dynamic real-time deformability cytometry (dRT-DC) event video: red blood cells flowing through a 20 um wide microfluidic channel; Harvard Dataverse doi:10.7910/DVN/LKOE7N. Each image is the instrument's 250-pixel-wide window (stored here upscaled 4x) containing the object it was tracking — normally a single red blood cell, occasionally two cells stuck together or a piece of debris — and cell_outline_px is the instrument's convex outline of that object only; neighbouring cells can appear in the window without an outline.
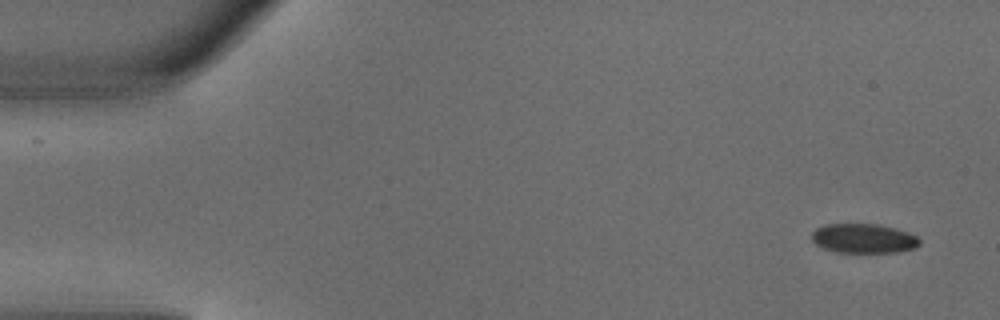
{"species": "common noctule bat (a hibernating species)", "species_latin": "Nyctalus noctula", "temperature_condition": "warm", "stored_images_in_passage": 2, "camera_frame_rate_fps": 3000, "um_per_image_px": 0.085, "animal": {"sex": "male", "body_mass_g": 18.8}, "frame": {"image": 1, "passage_image": 2, "time_ms": 0.333, "image_size_px": [1000, 320], "cell_outline_px": [[920, 244], [916, 248], [900, 252], [836, 252], [824, 248], [816, 244], [812, 240], [812, 232], [816, 228], [824, 224], [876, 224], [896, 228], [908, 232], [916, 236], [920, 240]], "centroid_in_image_um": [73.42, 20.26], "position_along_channel_um": 11.6, "area_um2": 18.55}}